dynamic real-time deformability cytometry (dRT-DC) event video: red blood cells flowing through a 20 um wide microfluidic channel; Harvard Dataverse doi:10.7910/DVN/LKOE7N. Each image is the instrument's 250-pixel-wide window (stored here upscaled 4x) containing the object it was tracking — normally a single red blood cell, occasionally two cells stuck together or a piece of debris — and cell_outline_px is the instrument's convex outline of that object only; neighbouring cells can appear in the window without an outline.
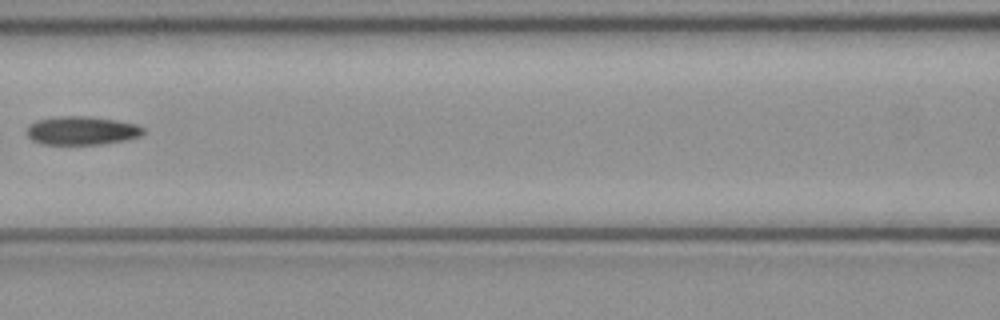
{"species": "common noctule bat (a hibernating species)", "species_latin": "Nyctalus noctula", "temperature_condition": "cold", "stored_images_in_passage": 7, "camera_frame_rate_fps": 3000, "um_per_image_px": 0.085, "animal": {"sex": "female", "body_mass_g": 21.9}, "frame": {"image": 1, "passage_image": 6, "time_ms": 1.667, "image_size_px": [1000, 320], "cell_outline_px": [[144, 132], [140, 136], [128, 140], [104, 144], [40, 144], [32, 140], [28, 136], [28, 124], [36, 120], [60, 116], [88, 116], [116, 120], [136, 124], [144, 128]], "centroid_in_image_um": [6.96, 11.1], "position_along_channel_um": 159.6, "area_um2": 19.48}}
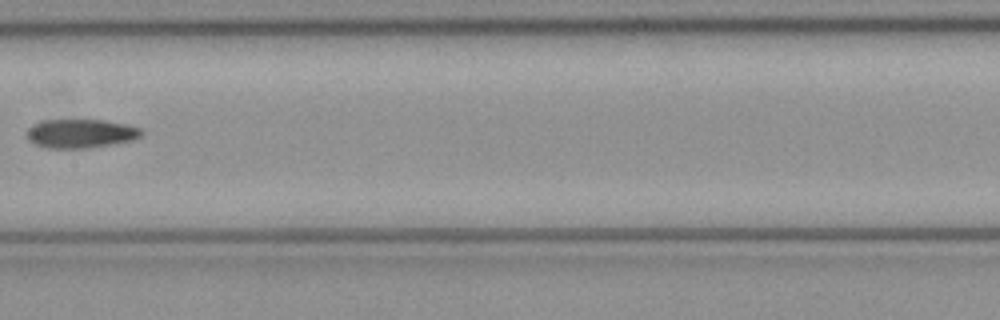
{"frame": {"image": 2, "passage_image": 7, "time_ms": 2.0, "image_size_px": [1000, 320], "cell_outline_px": [[144, 132], [140, 136], [132, 140], [112, 144], [84, 148], [48, 148], [36, 144], [28, 140], [28, 128], [32, 124], [40, 120], [104, 120], [124, 124], [140, 128]], "centroid_in_image_um": [6.84, 11.34], "position_along_channel_um": 200.6, "area_um2": 19.13}}